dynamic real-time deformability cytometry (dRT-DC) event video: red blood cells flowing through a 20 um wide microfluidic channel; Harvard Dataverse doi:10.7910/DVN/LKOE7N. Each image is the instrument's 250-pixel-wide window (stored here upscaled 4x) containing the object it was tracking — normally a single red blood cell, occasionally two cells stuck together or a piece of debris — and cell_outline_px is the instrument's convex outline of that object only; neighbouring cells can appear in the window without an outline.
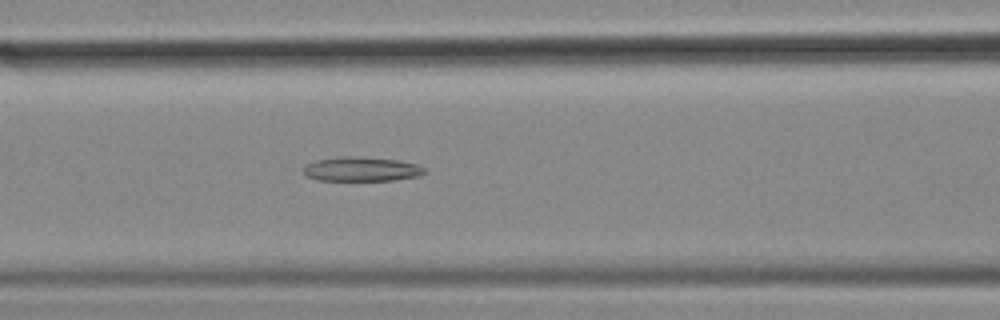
{"species": "common noctule bat (a hibernating species)", "species_latin": "Nyctalus noctula", "temperature_condition": "cold", "stored_images_in_passage": 56, "camera_frame_rate_fps": 3000, "um_per_image_px": 0.085, "animal": {"sex": "female", "body_mass_g": 18.4}, "frame": {"image": 1, "passage_image": 23, "time_ms": 7.333, "image_size_px": [1000, 320], "cell_outline_px": [[428, 172], [420, 176], [396, 180], [316, 180], [308, 176], [300, 168], [304, 164], [316, 160], [340, 156], [356, 156], [400, 160], [416, 164], [424, 168]], "centroid_in_image_um": [30.72, 14.37], "position_along_channel_um": 135.9, "area_um2": 17.46}}
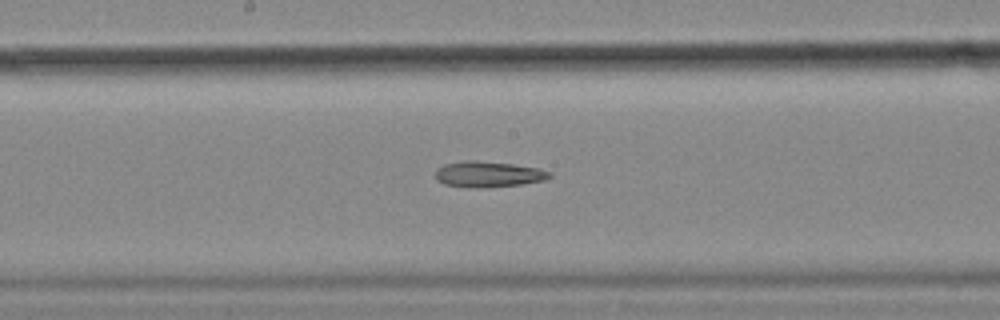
{"frame": {"image": 2, "passage_image": 29, "time_ms": 9.333, "image_size_px": [1000, 320], "cell_outline_px": [[552, 176], [544, 180], [520, 184], [476, 188], [468, 188], [444, 184], [436, 180], [436, 168], [444, 164], [464, 160], [476, 160], [512, 164], [540, 168], [552, 172]], "centroid_in_image_um": [41.48, 14.8], "position_along_channel_um": 206.7, "area_um2": 17.28}}
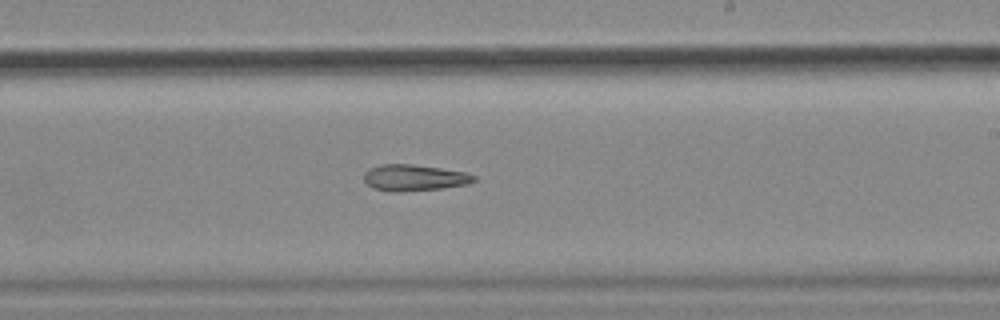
{"frame": {"image": 3, "passage_image": 33, "time_ms": 10.667, "image_size_px": [1000, 320], "cell_outline_px": [[476, 180], [468, 184], [440, 188], [396, 192], [392, 192], [372, 188], [364, 180], [364, 172], [368, 168], [380, 164], [412, 164], [440, 168], [464, 172], [476, 176]], "centroid_in_image_um": [35.17, 15.1], "position_along_channel_um": 253.8, "area_um2": 16.82}}